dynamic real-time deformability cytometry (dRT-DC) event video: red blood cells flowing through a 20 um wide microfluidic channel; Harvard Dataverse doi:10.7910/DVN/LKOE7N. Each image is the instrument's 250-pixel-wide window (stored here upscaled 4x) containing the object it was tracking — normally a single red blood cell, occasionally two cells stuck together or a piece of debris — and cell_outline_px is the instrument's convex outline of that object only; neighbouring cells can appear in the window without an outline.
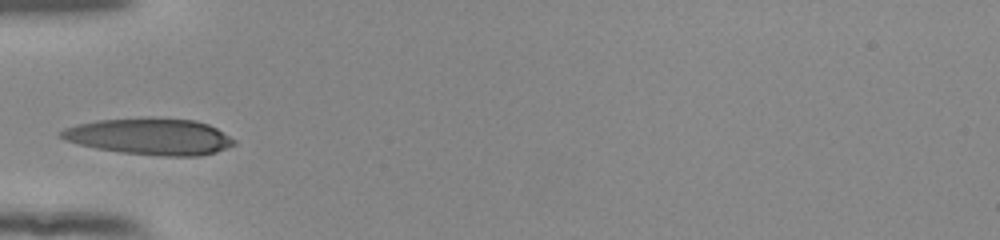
{"species": "human", "species_latin": "Homo sapiens", "temperature_condition": "room temperature", "stored_images_in_passage": 28, "camera_frame_rate_fps": 3000, "um_per_image_px": 0.085, "donor": {"sex": "female"}, "frame": {"image": 1, "passage_image": 1, "time_ms": 0.0, "image_size_px": [1000, 240], "cell_outline_px": [[236, 144], [228, 148], [216, 152], [200, 156], [160, 156], [120, 152], [96, 148], [64, 140], [56, 132], [64, 128], [76, 124], [96, 120], [148, 116], [152, 116], [196, 120], [208, 124], [216, 128], [236, 140]], "centroid_in_image_um": [12.74, 11.58], "position_along_channel_um": 72.3, "area_um2": 37.51}}
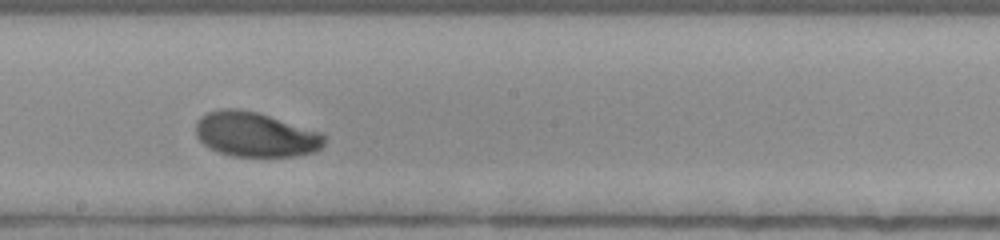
{"frame": {"image": 2, "passage_image": 13, "time_ms": 4.0, "image_size_px": [1000, 240], "cell_outline_px": [[324, 144], [316, 152], [296, 156], [232, 156], [220, 152], [204, 144], [196, 136], [196, 120], [200, 116], [208, 112], [220, 108], [240, 108], [256, 112], [320, 132], [324, 136]], "centroid_in_image_um": [21.68, 11.42], "position_along_channel_um": 226.5, "area_um2": 33.35}}
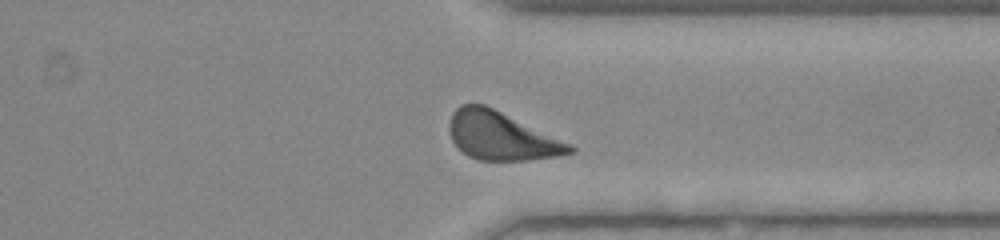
{"frame": {"image": 3, "passage_image": 24, "time_ms": 7.667, "image_size_px": [1000, 240], "cell_outline_px": [[576, 152], [560, 156], [528, 160], [476, 160], [468, 156], [452, 140], [448, 128], [448, 124], [452, 112], [460, 104], [484, 104], [572, 144], [576, 148]], "centroid_in_image_um": [42.62, 11.56], "position_along_channel_um": 368.8, "area_um2": 33.81}, "authors_computed_cell_mechanics": {"area_um2": 33.6107, "velocity_mm_per_s": 3.8701, "shape_relaxation_time_tau1_ms": 3.0685, "shape_relaxation_time_tau2_ms": null, "deformation_change_tau1": 0.1593, "deformation_change_tau2": null}}